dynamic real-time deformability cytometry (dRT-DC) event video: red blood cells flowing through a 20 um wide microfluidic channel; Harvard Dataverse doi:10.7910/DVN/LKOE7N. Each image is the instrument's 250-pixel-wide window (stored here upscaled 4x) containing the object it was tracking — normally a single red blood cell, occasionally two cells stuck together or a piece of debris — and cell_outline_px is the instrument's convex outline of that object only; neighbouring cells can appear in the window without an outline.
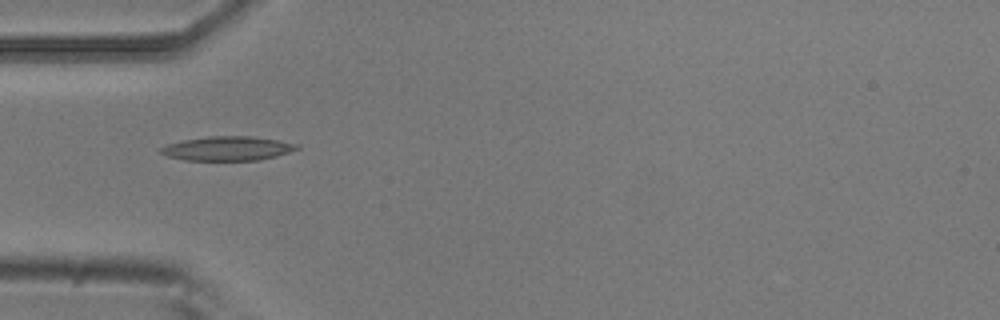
{"species": "common noctule bat (a hibernating species)", "species_latin": "Nyctalus noctula", "temperature_condition": "room temperature", "stored_images_in_passage": 15, "camera_frame_rate_fps": 3000, "um_per_image_px": 0.085, "animal": {"sex": "male", "body_mass_g": 20.5, "forearm_length_mm": 52.5}, "frame": {"image": 1, "passage_image": 5, "time_ms": 5.333, "image_size_px": [1000, 320], "cell_outline_px": [[300, 148], [276, 156], [256, 160], [184, 160], [168, 156], [160, 152], [160, 148], [168, 144], [180, 140], [208, 136], [252, 136], [280, 140], [300, 144]], "centroid_in_image_um": [19.36, 12.61], "position_along_channel_um": 65.6, "area_um2": 19.25}}
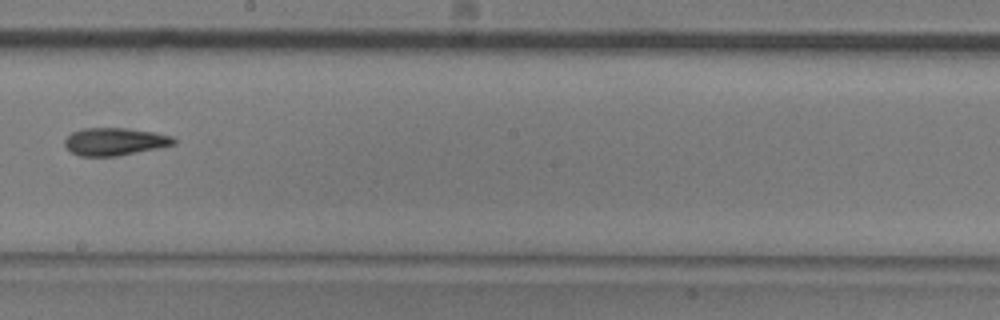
{"frame": {"image": 2, "passage_image": 9, "time_ms": 10.0, "image_size_px": [1000, 320], "cell_outline_px": [[176, 144], [160, 148], [116, 156], [80, 156], [72, 152], [64, 144], [64, 140], [72, 132], [84, 128], [128, 128], [152, 132], [172, 136], [176, 140]], "centroid_in_image_um": [9.77, 12.03], "position_along_channel_um": 238.4, "area_um2": 17.51}}
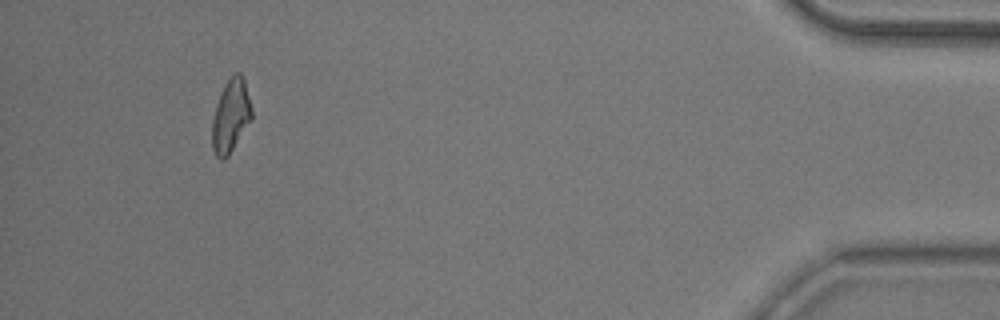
{"frame": {"image": 3, "passage_image": 14, "time_ms": 16.667, "image_size_px": [1000, 320], "cell_outline_px": [[252, 120], [228, 156], [224, 160], [220, 160], [216, 156], [212, 148], [212, 120], [216, 104], [224, 84], [232, 72], [240, 72], [244, 80], [252, 108]], "centroid_in_image_um": [19.61, 9.84], "position_along_channel_um": 415.6, "area_um2": 17.11}, "authors_computed_cell_mechanics": {"area_um2": 17.5134, "velocity_mm_per_s": 3.6821, "shape_relaxation_time_tau1_ms": null, "shape_relaxation_time_tau2_ms": 4.6969, "deformation_change_tau1": null, "deformation_change_tau2": 0.1227}}